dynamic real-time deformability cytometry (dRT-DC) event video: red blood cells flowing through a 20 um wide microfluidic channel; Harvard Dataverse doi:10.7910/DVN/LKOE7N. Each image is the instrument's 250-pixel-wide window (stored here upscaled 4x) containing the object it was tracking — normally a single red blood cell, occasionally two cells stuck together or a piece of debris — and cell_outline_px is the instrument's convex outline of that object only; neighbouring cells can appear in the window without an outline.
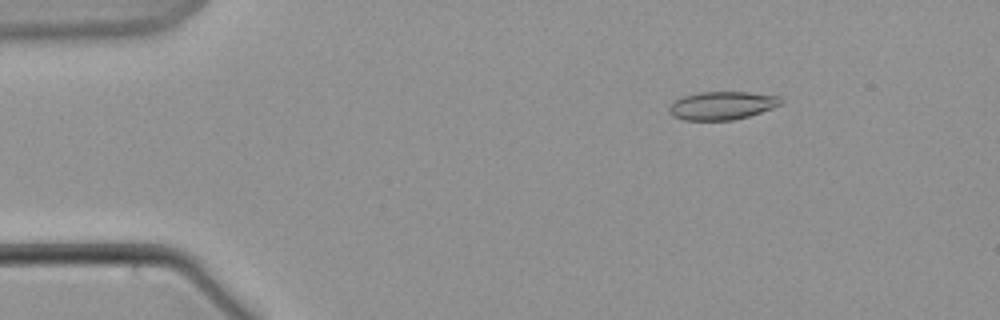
{"species": "common noctule bat (a hibernating species)", "species_latin": "Nyctalus noctula", "temperature_condition": "warm", "stored_images_in_passage": 60, "camera_frame_rate_fps": 3000, "um_per_image_px": 0.085, "animal": {"sex": "male", "body_mass_g": 21.5, "forearm_length_mm": 52.0}, "frame": {"image": 1, "passage_image": 9, "time_ms": 2.667, "image_size_px": [1000, 320], "cell_outline_px": [[784, 104], [748, 116], [732, 120], [684, 120], [672, 116], [668, 112], [668, 108], [676, 100], [684, 96], [700, 92], [748, 92], [780, 96], [784, 100]], "centroid_in_image_um": [61.4, 8.97], "position_along_channel_um": 23.6, "area_um2": 18.38}}
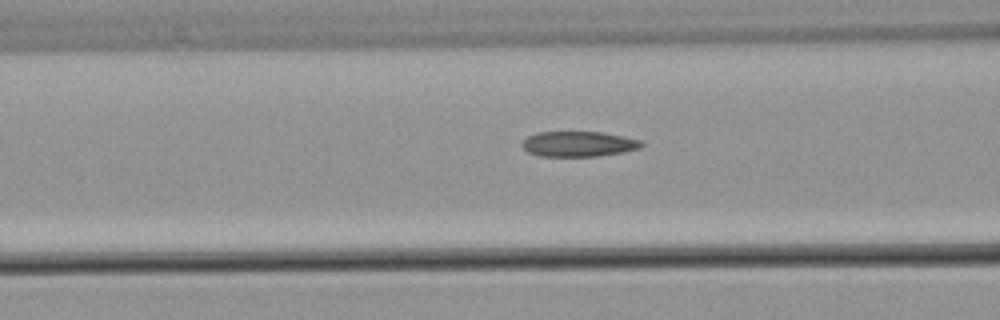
{"frame": {"image": 2, "passage_image": 24, "time_ms": 7.667, "image_size_px": [1000, 320], "cell_outline_px": [[644, 144], [640, 148], [624, 152], [596, 156], [540, 156], [528, 152], [520, 144], [528, 136], [536, 132], [600, 132], [624, 136], [644, 140]], "centroid_in_image_um": [49.21, 12.23], "position_along_channel_um": 117.4, "area_um2": 17.69}}
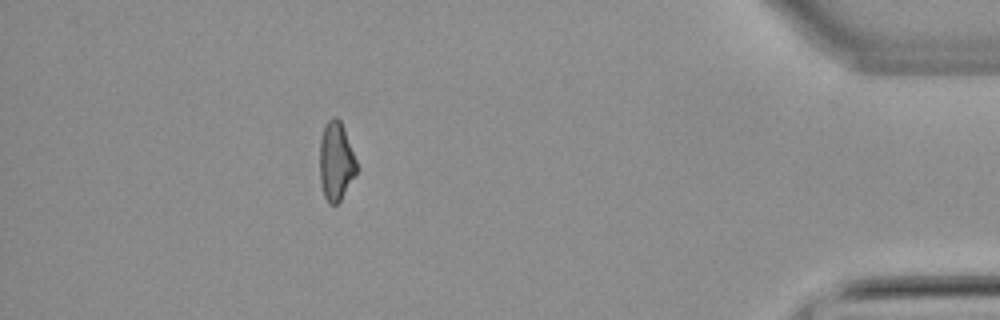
{"frame": {"image": 3, "passage_image": 54, "time_ms": 17.667, "image_size_px": [1000, 320], "cell_outline_px": [[356, 176], [340, 200], [336, 204], [328, 204], [324, 196], [320, 180], [320, 140], [324, 128], [328, 120], [332, 116], [336, 116], [340, 120], [344, 128], [356, 160]], "centroid_in_image_um": [28.56, 13.72], "position_along_channel_um": 406.6, "area_um2": 16.88}}